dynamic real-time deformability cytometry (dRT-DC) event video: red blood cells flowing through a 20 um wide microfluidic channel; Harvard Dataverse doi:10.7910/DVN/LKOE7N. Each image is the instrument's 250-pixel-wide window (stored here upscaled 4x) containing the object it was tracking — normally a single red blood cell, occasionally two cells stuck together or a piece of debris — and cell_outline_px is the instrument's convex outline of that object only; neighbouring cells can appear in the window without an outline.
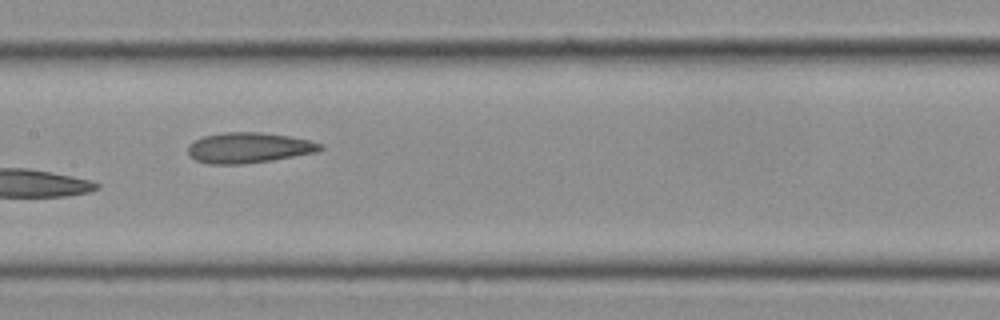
{"species": "Egyptian fruit bat (a non-hibernating species)", "species_latin": "Rousettus aegyptiacus", "temperature_condition": "cold", "stored_images_in_passage": 28, "camera_frame_rate_fps": 3000, "um_per_image_px": 0.085, "frame": {"image": 1, "passage_image": 13, "time_ms": 4.0, "image_size_px": [1000, 320], "cell_outline_px": [[324, 148], [316, 152], [272, 160], [244, 164], [208, 164], [196, 160], [188, 156], [188, 144], [204, 136], [224, 132], [260, 132], [288, 136], [308, 140], [324, 144]], "centroid_in_image_um": [21.13, 12.56], "position_along_channel_um": 186.3, "area_um2": 23.52}}
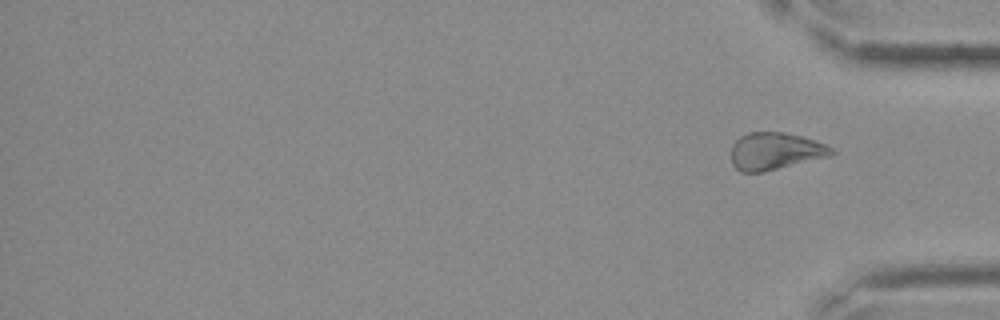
{"frame": {"image": 2, "passage_image": 28, "time_ms": 9.0, "image_size_px": [1000, 320], "cell_outline_px": [[836, 152], [828, 156], [764, 172], [740, 172], [732, 164], [732, 144], [740, 136], [748, 132], [784, 132], [800, 136], [824, 144], [832, 148]], "centroid_in_image_um": [65.85, 12.85], "position_along_channel_um": 369.4, "area_um2": 21.56}}